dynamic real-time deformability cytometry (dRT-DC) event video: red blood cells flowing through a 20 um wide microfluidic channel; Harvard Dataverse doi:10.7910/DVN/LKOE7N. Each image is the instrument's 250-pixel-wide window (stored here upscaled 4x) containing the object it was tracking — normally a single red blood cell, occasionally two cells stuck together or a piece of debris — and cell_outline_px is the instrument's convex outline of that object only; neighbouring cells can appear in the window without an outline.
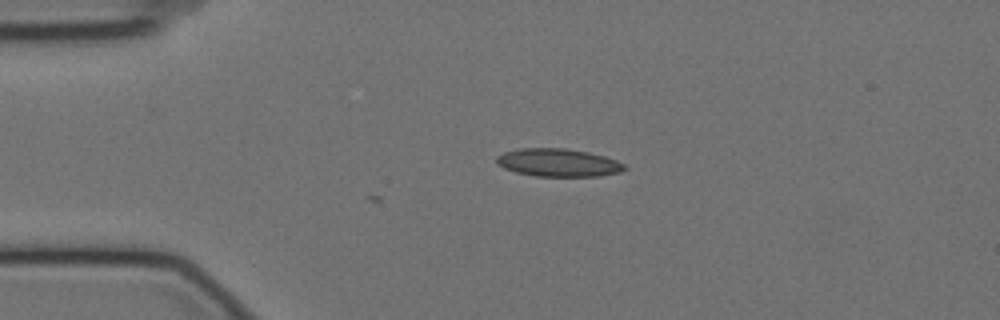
{"species": "Egyptian fruit bat (a non-hibernating species)", "species_latin": "Rousettus aegyptiacus", "temperature_condition": "cold", "stored_images_in_passage": 2, "camera_frame_rate_fps": 3000, "um_per_image_px": 0.085, "animal": {"sex": "female"}, "frame": {"image": 1, "passage_image": 2, "time_ms": 0.333, "image_size_px": [1000, 320], "cell_outline_px": [[628, 168], [620, 172], [600, 176], [536, 176], [516, 172], [504, 168], [496, 164], [496, 156], [504, 152], [520, 148], [564, 148], [588, 152], [604, 156], [616, 160], [624, 164]], "centroid_in_image_um": [47.44, 13.82], "position_along_channel_um": 37.6, "area_um2": 20.87}}